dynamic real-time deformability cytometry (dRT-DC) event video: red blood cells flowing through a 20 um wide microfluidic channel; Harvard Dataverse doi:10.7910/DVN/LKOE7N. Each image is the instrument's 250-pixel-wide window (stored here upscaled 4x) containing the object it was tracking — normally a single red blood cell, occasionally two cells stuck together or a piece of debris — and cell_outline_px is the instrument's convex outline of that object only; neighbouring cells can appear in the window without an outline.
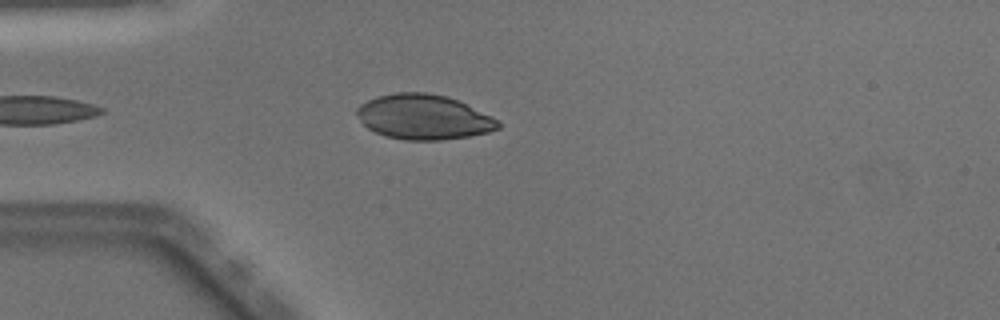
{"species": "Egyptian fruit bat (a non-hibernating species)", "species_latin": "Rousettus aegyptiacus", "temperature_condition": "warm", "stored_images_in_passage": 36, "camera_frame_rate_fps": 3000, "um_per_image_px": 0.085, "animal": {"sex": "male"}, "frame": {"image": 1, "passage_image": 4, "time_ms": 1.0, "image_size_px": [1000, 320], "cell_outline_px": [[500, 128], [488, 132], [468, 136], [440, 140], [404, 140], [388, 136], [376, 132], [368, 128], [360, 120], [356, 112], [356, 108], [360, 104], [376, 96], [396, 92], [428, 92], [448, 96], [492, 116], [500, 120]], "centroid_in_image_um": [36.01, 9.93], "position_along_channel_um": 49.0, "area_um2": 36.99}}
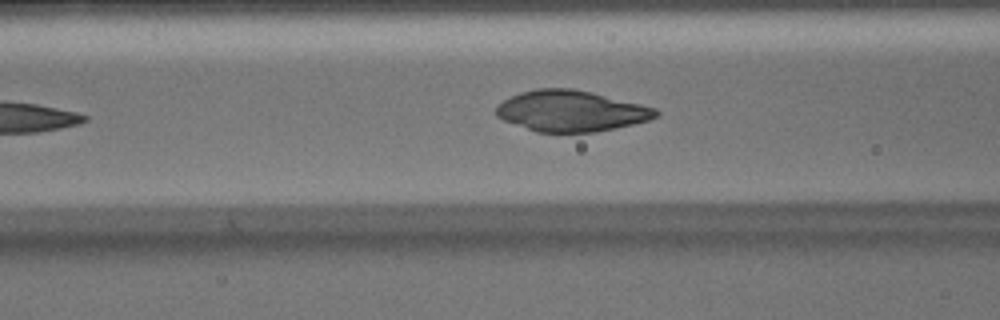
{"frame": {"image": 2, "passage_image": 10, "time_ms": 3.0, "image_size_px": [1000, 320], "cell_outline_px": [[660, 116], [648, 120], [616, 128], [596, 132], [536, 132], [504, 120], [496, 116], [496, 104], [520, 92], [536, 88], [572, 88], [592, 92], [656, 108], [660, 112]], "centroid_in_image_um": [48.54, 9.43], "position_along_channel_um": 118.1, "area_um2": 38.15}}
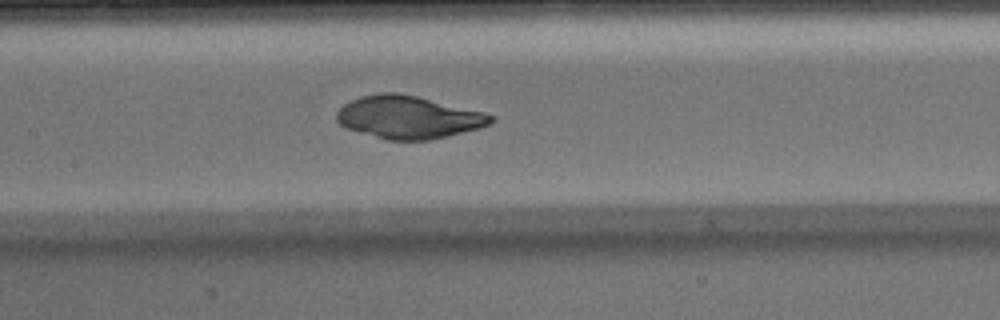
{"frame": {"image": 3, "passage_image": 14, "time_ms": 4.333, "image_size_px": [1000, 320], "cell_outline_px": [[496, 120], [480, 128], [428, 140], [388, 140], [348, 128], [340, 124], [336, 120], [336, 112], [344, 104], [352, 100], [364, 96], [380, 92], [396, 92], [416, 96], [484, 112], [496, 116]], "centroid_in_image_um": [34.74, 9.96], "position_along_channel_um": 172.7, "area_um2": 37.97}}